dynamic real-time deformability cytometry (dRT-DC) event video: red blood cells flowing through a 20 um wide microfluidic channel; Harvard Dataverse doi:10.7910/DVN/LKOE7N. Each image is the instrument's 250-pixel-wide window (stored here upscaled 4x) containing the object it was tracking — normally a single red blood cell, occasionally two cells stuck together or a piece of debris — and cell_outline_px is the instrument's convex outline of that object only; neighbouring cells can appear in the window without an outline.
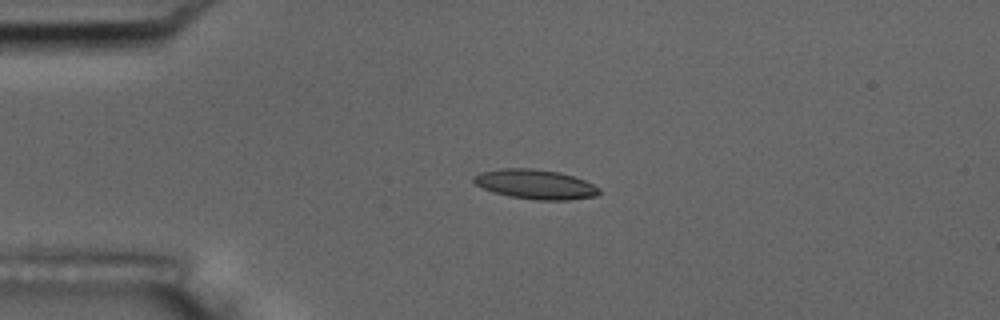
{"species": "common noctule bat (a hibernating species)", "species_latin": "Nyctalus noctula", "temperature_condition": "room temperature", "stored_images_in_passage": 5, "camera_frame_rate_fps": 3000, "um_per_image_px": 0.085, "animal": {"sex": "male", "body_mass_g": 17.5, "forearm_length_mm": 52.3}, "frame": {"image": 1, "passage_image": 3, "time_ms": 2.333, "image_size_px": [1000, 320], "cell_outline_px": [[600, 192], [596, 196], [568, 200], [536, 200], [508, 196], [492, 192], [476, 184], [472, 180], [472, 176], [480, 172], [504, 168], [532, 168], [560, 172], [584, 180], [600, 188]], "centroid_in_image_um": [45.49, 15.66], "position_along_channel_um": 39.5, "area_um2": 21.68}}